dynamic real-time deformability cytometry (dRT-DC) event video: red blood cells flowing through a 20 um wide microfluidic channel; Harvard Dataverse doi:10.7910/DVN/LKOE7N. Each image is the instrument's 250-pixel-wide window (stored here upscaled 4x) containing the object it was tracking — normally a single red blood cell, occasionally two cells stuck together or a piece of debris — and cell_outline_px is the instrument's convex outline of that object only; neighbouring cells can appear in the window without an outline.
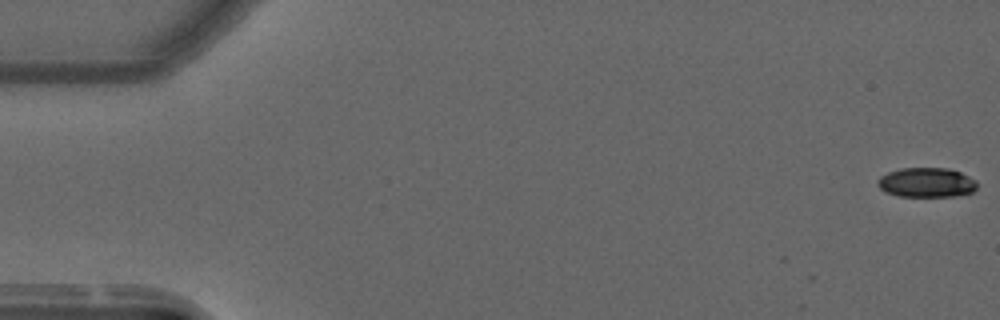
{"species": "common noctule bat (a hibernating species)", "species_latin": "Nyctalus noctula", "temperature_condition": "warm", "stored_images_in_passage": 10, "camera_frame_rate_fps": 3000, "um_per_image_px": 0.085, "animal": {"sex": "male", "forearm_length_mm": 52.5}, "frame": {"image": 1, "passage_image": 1, "time_ms": 0.0, "image_size_px": [1000, 320], "cell_outline_px": [[976, 188], [972, 192], [956, 196], [900, 196], [884, 192], [876, 184], [876, 180], [880, 176], [888, 172], [900, 168], [948, 168], [960, 172], [976, 180]], "centroid_in_image_um": [78.72, 15.51], "position_along_channel_um": 6.3, "area_um2": 17.22}}